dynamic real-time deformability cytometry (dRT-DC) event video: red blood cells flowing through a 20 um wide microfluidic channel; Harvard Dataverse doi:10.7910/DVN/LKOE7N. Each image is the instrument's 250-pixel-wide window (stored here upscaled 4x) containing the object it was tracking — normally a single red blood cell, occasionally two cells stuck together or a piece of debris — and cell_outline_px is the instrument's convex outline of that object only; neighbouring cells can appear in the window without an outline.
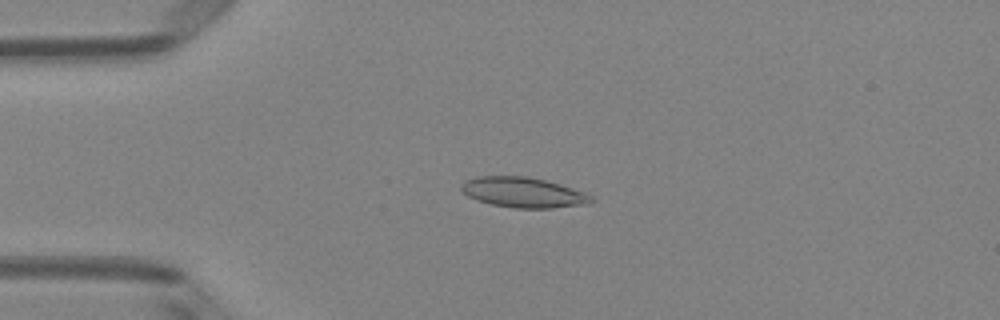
{"species": "Egyptian fruit bat (a non-hibernating species)", "species_latin": "Rousettus aegyptiacus", "temperature_condition": "room temperature", "stored_images_in_passage": 45, "camera_frame_rate_fps": 3000, "um_per_image_px": 0.085, "animal": {"sex": "female"}, "frame": {"image": 1, "passage_image": 7, "time_ms": 2.0, "image_size_px": [1000, 320], "cell_outline_px": [[596, 200], [592, 204], [552, 208], [516, 208], [492, 204], [476, 200], [468, 196], [460, 188], [460, 184], [464, 180], [476, 176], [528, 176], [560, 184], [588, 192]], "centroid_in_image_um": [44.53, 16.35], "position_along_channel_um": 40.5, "area_um2": 23.29}}
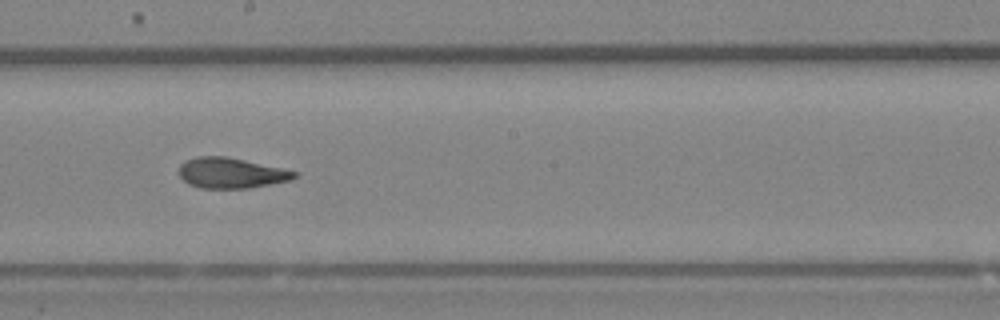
{"frame": {"image": 2, "passage_image": 23, "time_ms": 7.333, "image_size_px": [1000, 320], "cell_outline_px": [[300, 172], [292, 180], [248, 188], [200, 188], [188, 184], [180, 176], [180, 164], [184, 160], [196, 156], [224, 156], [244, 160]], "centroid_in_image_um": [19.63, 14.7], "position_along_channel_um": 228.6, "area_um2": 20.46}}
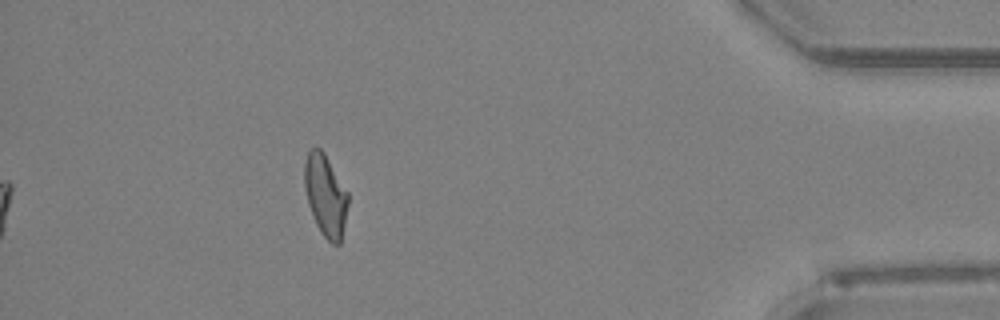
{"frame": {"image": 3, "passage_image": 40, "time_ms": 13.0, "image_size_px": [1000, 320], "cell_outline_px": [[348, 204], [340, 244], [332, 244], [320, 232], [316, 224], [308, 204], [304, 188], [304, 164], [308, 152], [312, 148], [320, 148], [324, 152], [348, 192]], "centroid_in_image_um": [27.66, 16.6], "position_along_channel_um": 407.5, "area_um2": 20.69}, "authors_computed_cell_mechanics": {"area_um2": 21.2704, "velocity_mm_per_s": 4.0446, "shape_relaxation_time_tau1_ms": 9.6184, "shape_relaxation_time_tau2_ms": 1.8344, "deformation_change_tau1": 0.2239, "deformation_change_tau2": 0.0839}}